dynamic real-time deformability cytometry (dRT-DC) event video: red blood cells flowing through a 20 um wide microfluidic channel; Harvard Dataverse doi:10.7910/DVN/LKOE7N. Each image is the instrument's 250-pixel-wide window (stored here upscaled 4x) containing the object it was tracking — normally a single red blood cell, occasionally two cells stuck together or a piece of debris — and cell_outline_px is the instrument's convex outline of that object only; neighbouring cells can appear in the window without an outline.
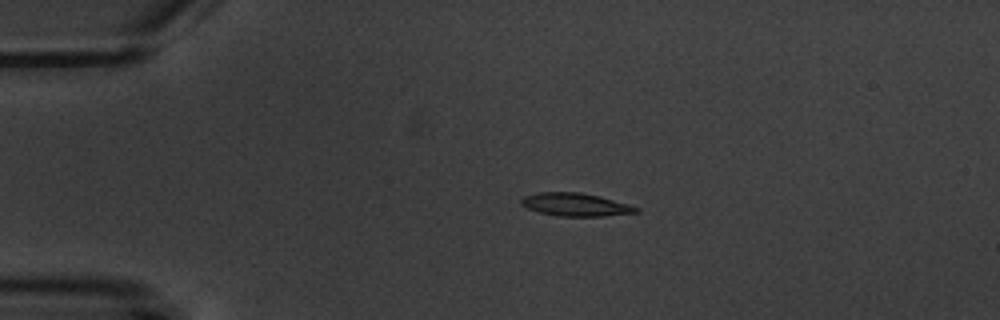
{"species": "common noctule bat (a hibernating species)", "species_latin": "Nyctalus noctula", "temperature_condition": "warm", "stored_images_in_passage": 5, "camera_frame_rate_fps": 3000, "um_per_image_px": 0.085, "animal": {"sex": "male", "body_mass_g": 20.1, "forearm_length_mm": 53.5}, "frame": {"image": 1, "passage_image": 4, "time_ms": 4.0, "image_size_px": [1000, 320], "cell_outline_px": [[640, 212], [604, 216], [560, 216], [540, 212], [528, 208], [520, 204], [520, 200], [524, 196], [536, 192], [580, 192], [600, 196], [640, 208]], "centroid_in_image_um": [48.91, 17.38], "position_along_channel_um": 36.1, "area_um2": 15.37}}